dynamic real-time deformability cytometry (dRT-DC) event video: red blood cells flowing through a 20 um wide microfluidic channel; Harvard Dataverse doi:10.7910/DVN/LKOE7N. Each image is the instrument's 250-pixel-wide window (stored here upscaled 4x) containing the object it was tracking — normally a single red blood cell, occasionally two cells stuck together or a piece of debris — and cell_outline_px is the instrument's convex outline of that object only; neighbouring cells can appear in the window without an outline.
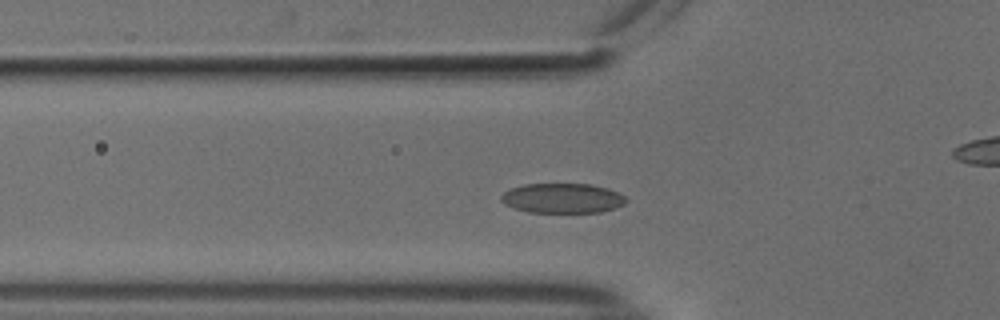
{"species": "common noctule bat (a hibernating species)", "species_latin": "Nyctalus noctula", "temperature_condition": "cold", "stored_images_in_passage": 51, "camera_frame_rate_fps": 3000, "um_per_image_px": 0.085, "animal": {"sex": "male", "body_mass_g": 18.8}, "frame": {"image": 1, "passage_image": 15, "time_ms": 4.667, "image_size_px": [1000, 320], "cell_outline_px": [[628, 200], [624, 204], [616, 208], [600, 212], [528, 212], [504, 204], [500, 200], [500, 196], [504, 192], [512, 188], [524, 184], [592, 184], [608, 188], [624, 196]], "centroid_in_image_um": [47.82, 16.84], "position_along_channel_um": 78.0, "area_um2": 21.68}}
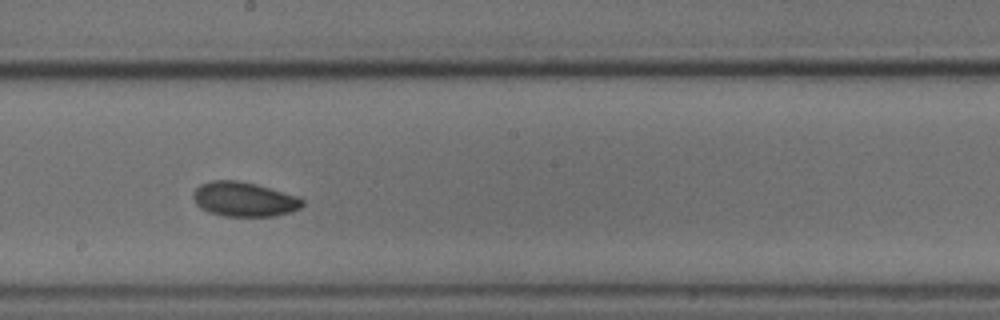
{"frame": {"image": 2, "passage_image": 27, "time_ms": 8.667, "image_size_px": [1000, 320], "cell_outline_px": [[304, 204], [300, 208], [292, 212], [272, 216], [224, 216], [208, 212], [200, 208], [196, 204], [192, 196], [192, 192], [200, 184], [212, 180], [236, 180], [256, 184], [300, 196], [304, 200]], "centroid_in_image_um": [20.75, 16.93], "position_along_channel_um": 227.4, "area_um2": 22.25}}
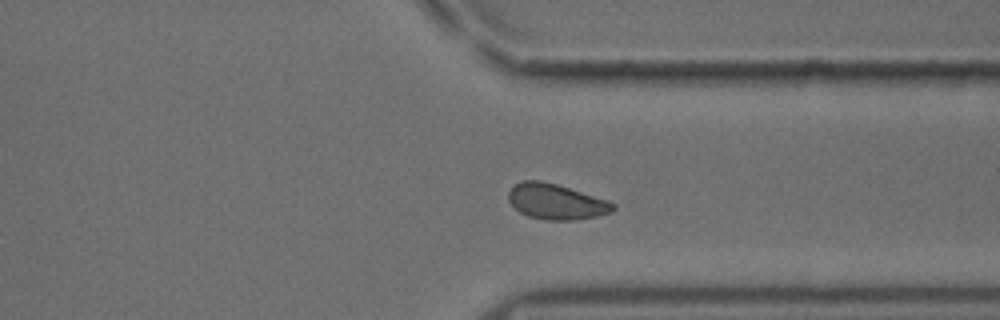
{"frame": {"image": 3, "passage_image": 38, "time_ms": 12.333, "image_size_px": [1000, 320], "cell_outline_px": [[616, 208], [612, 212], [596, 216], [576, 220], [548, 220], [528, 216], [520, 212], [508, 200], [508, 192], [512, 184], [520, 180], [540, 180], [556, 184], [608, 200], [616, 204]], "centroid_in_image_um": [47.25, 17.13], "position_along_channel_um": 364.1, "area_um2": 21.73}, "authors_computed_cell_mechanics": {"area_um2": 21.3282, "velocity_mm_per_s": 3.7221, "shape_relaxation_time_tau1_ms": 2.1603, "shape_relaxation_time_tau2_ms": 4.7937, "deformation_change_tau1": 0.0808, "deformation_change_tau2": 0.0805}}